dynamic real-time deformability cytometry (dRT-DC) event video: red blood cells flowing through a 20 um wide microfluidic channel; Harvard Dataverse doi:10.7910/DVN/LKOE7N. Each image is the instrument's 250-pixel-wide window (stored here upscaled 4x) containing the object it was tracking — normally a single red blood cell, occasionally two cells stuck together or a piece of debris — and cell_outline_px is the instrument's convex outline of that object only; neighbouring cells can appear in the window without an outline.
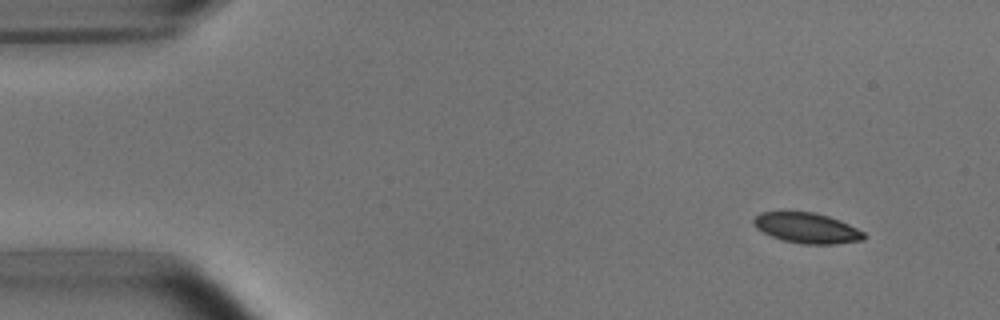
{"species": "common noctule bat (a hibernating species)", "species_latin": "Nyctalus noctula", "temperature_condition": "room temperature", "stored_images_in_passage": 6, "camera_frame_rate_fps": 3000, "um_per_image_px": 0.085, "animal": {"sex": "male", "body_mass_g": 15.6}, "frame": {"image": 1, "passage_image": 1, "time_ms": 0.0, "image_size_px": [1000, 320], "cell_outline_px": [[864, 240], [832, 244], [804, 244], [784, 240], [772, 236], [756, 228], [752, 224], [752, 220], [760, 212], [812, 212], [828, 216], [848, 224], [864, 232]], "centroid_in_image_um": [68.56, 19.38], "position_along_channel_um": 16.4, "area_um2": 19.25}}
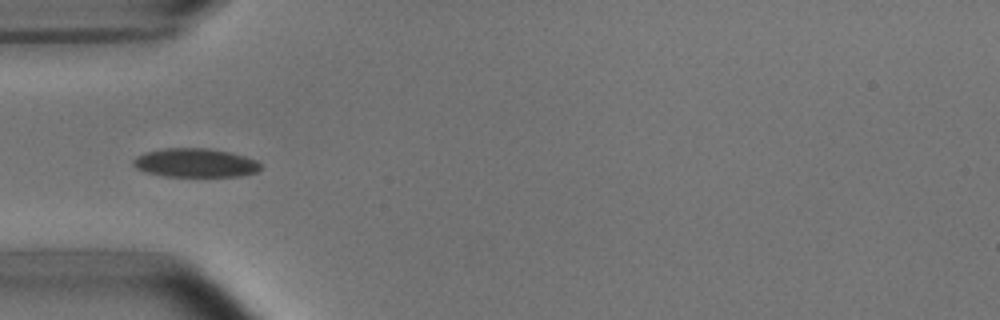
{"frame": {"image": 2, "passage_image": 4, "time_ms": 4.0, "image_size_px": [1000, 320], "cell_outline_px": [[260, 168], [256, 172], [240, 176], [164, 176], [144, 172], [136, 168], [132, 164], [132, 160], [136, 156], [144, 152], [164, 148], [208, 148], [232, 152], [256, 160], [260, 164]], "centroid_in_image_um": [16.56, 13.83], "position_along_channel_um": 68.4, "area_um2": 21.5}}